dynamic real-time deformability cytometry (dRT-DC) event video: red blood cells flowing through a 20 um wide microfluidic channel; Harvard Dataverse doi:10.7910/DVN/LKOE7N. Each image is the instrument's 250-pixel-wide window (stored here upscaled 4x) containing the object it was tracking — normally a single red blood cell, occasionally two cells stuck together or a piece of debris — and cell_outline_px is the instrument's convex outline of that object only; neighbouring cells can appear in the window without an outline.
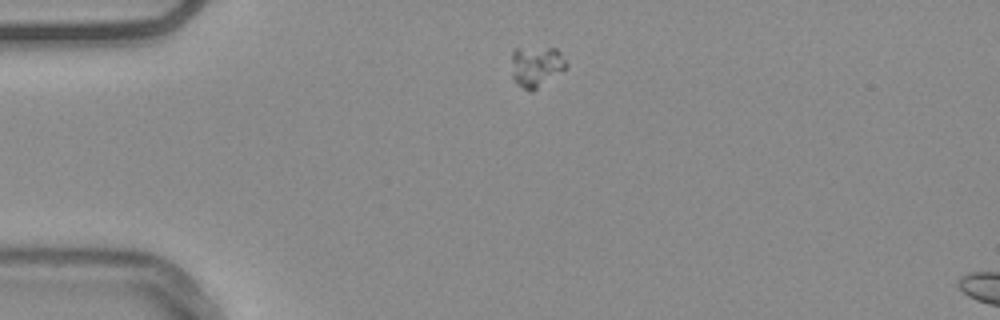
{"species": "common noctule bat (a hibernating species)", "species_latin": "Nyctalus noctula", "temperature_condition": "warm", "stored_images_in_passage": 5, "camera_frame_rate_fps": 3000, "um_per_image_px": 0.085, "animal": {"sex": "male", "body_mass_g": 20.4}, "frame": {"image": 1, "passage_image": 1, "time_ms": 0.0, "image_size_px": [1000, 320], "cell_outline_px": [[568, 64], [564, 68], [532, 92], [516, 84], [512, 76], [512, 52], [516, 48], [556, 48], [560, 52]], "centroid_in_image_um": [45.55, 5.63], "position_along_channel_um": 39.5, "area_um2": 12.77}}